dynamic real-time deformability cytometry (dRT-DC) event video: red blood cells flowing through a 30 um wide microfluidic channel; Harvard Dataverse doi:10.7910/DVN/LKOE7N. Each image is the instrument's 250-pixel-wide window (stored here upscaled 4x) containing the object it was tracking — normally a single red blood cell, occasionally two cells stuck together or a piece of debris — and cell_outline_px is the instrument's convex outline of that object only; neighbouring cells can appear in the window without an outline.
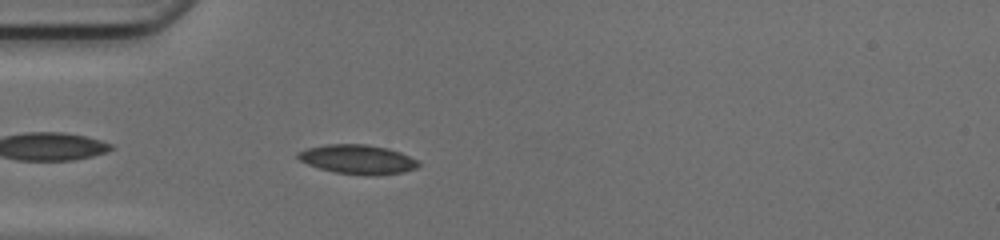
{"species": "common noctule bat (a hibernating species)", "species_latin": "Nyctalus noctula", "temperature_condition": "cold", "stored_images_in_passage": 37, "camera_frame_rate_fps": 3000, "um_per_image_px": 0.085, "animal": {"sex": "female", "body_mass_g": 17.0, "forearm_length_mm": 48.0}, "frame": {"image": 1, "passage_image": 3, "time_ms": 0.667, "image_size_px": [1000, 240], "cell_outline_px": [[420, 164], [416, 168], [404, 172], [380, 176], [364, 176], [336, 172], [320, 168], [308, 164], [300, 160], [296, 156], [296, 152], [308, 148], [328, 144], [364, 144], [388, 148], [400, 152], [416, 160]], "centroid_in_image_um": [30.41, 13.56], "position_along_channel_um": 54.6, "area_um2": 20.63}}
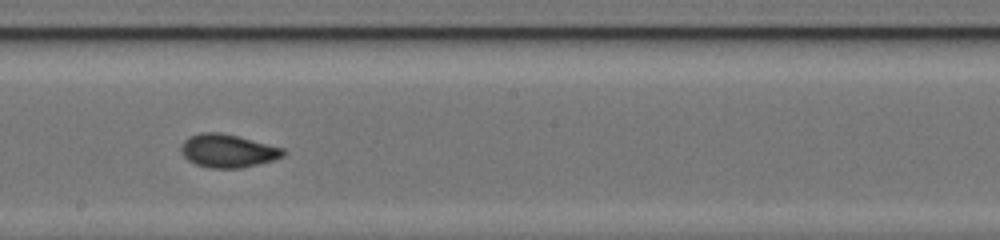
{"frame": {"image": 2, "passage_image": 16, "time_ms": 5.0, "image_size_px": [1000, 240], "cell_outline_px": [[288, 152], [284, 156], [272, 160], [240, 168], [208, 168], [196, 164], [188, 160], [180, 152], [180, 144], [188, 136], [200, 132], [220, 132], [284, 148]], "centroid_in_image_um": [19.33, 12.81], "position_along_channel_um": 228.9, "area_um2": 19.83}}
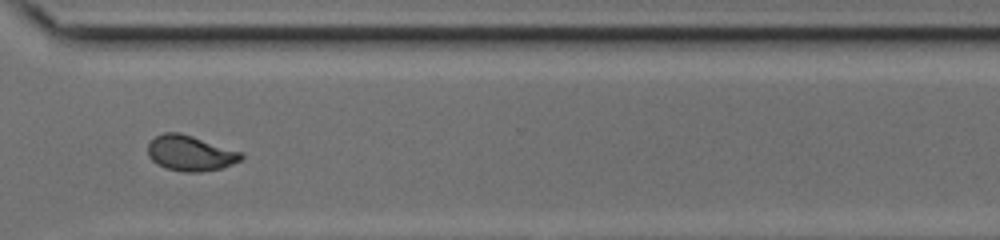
{"frame": {"image": 3, "passage_image": 25, "time_ms": 8.0, "image_size_px": [1000, 240], "cell_outline_px": [[244, 156], [240, 160], [224, 168], [200, 172], [184, 172], [164, 168], [152, 160], [148, 156], [148, 144], [156, 136], [164, 132], [180, 132], [244, 152]], "centroid_in_image_um": [16.2, 13.02], "position_along_channel_um": 354.4, "area_um2": 19.48}, "authors_computed_cell_mechanics": {"area_um2": 19.3052, "velocity_mm_per_s": 4.1962, "shape_relaxation_time_tau1_ms": 8.5202, "shape_relaxation_time_tau2_ms": 1.181, "deformation_change_tau1": 0.2335, "deformation_change_tau2": 0.0586}}